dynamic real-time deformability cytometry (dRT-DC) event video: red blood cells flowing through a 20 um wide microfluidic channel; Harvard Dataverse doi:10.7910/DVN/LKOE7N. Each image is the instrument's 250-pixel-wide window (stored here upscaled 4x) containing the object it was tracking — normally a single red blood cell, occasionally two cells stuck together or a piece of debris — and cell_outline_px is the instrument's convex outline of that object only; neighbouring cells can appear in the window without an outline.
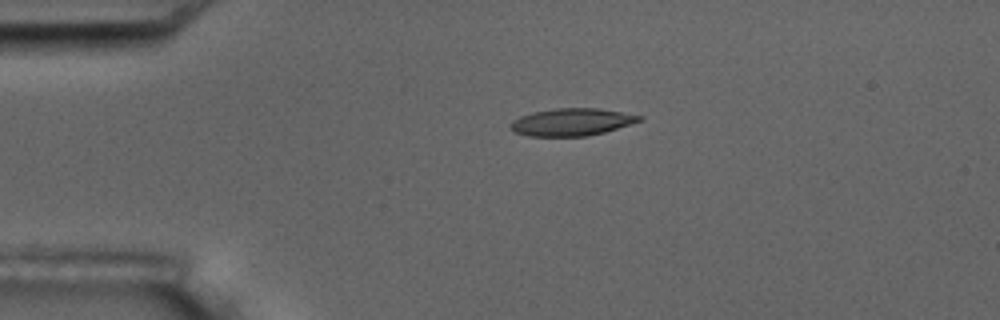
{"species": "common noctule bat (a hibernating species)", "species_latin": "Nyctalus noctula", "temperature_condition": "room temperature", "stored_images_in_passage": 3, "camera_frame_rate_fps": 3000, "um_per_image_px": 0.085, "animal": {"sex": "male", "body_mass_g": 17.5, "forearm_length_mm": 52.3}, "frame": {"image": 1, "passage_image": 1, "time_ms": 0.0, "image_size_px": [1000, 320], "cell_outline_px": [[644, 116], [640, 120], [604, 132], [588, 136], [528, 136], [512, 132], [508, 124], [512, 120], [520, 116], [532, 112], [556, 108], [600, 108]], "centroid_in_image_um": [48.52, 10.37], "position_along_channel_um": 36.5, "area_um2": 20.58}}
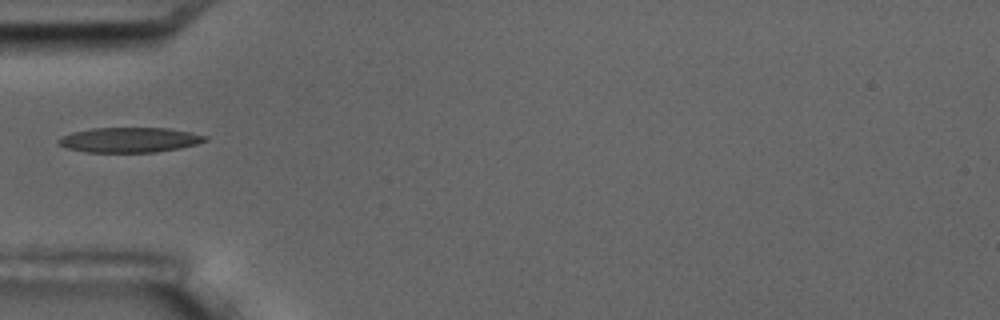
{"frame": {"image": 2, "passage_image": 3, "time_ms": 2.0, "image_size_px": [1000, 320], "cell_outline_px": [[208, 140], [196, 144], [180, 148], [156, 152], [88, 152], [68, 148], [56, 144], [56, 140], [60, 136], [72, 132], [92, 128], [168, 128], [208, 136]], "centroid_in_image_um": [10.97, 11.89], "position_along_channel_um": 74.0, "area_um2": 21.39}}